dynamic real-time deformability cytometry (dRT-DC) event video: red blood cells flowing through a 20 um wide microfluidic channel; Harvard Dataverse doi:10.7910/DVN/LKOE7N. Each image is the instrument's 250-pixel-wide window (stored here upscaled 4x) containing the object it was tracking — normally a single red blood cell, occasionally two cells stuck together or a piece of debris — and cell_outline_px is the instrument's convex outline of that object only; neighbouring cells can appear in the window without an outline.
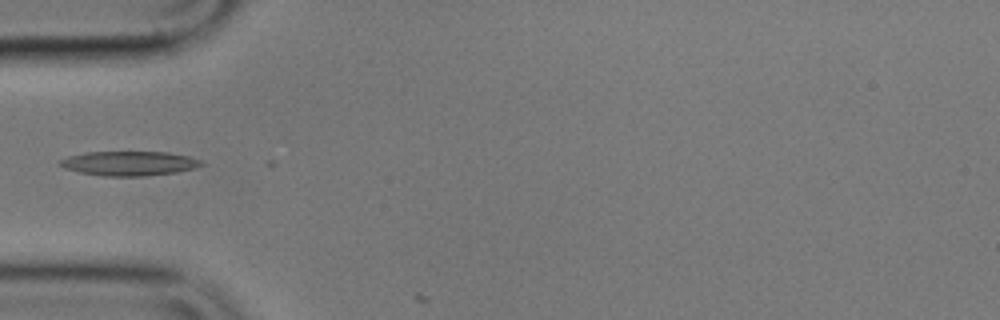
{"species": "common noctule bat (a hibernating species)", "species_latin": "Nyctalus noctula", "temperature_condition": "cold", "stored_images_in_passage": 2, "camera_frame_rate_fps": 3000, "um_per_image_px": 0.085, "animal": {"sex": "male", "body_mass_g": 17.9}, "frame": {"image": 1, "passage_image": 1, "time_ms": 0.0, "image_size_px": [1000, 320], "cell_outline_px": [[204, 164], [196, 168], [176, 172], [144, 176], [104, 176], [80, 172], [64, 168], [56, 164], [60, 160], [68, 156], [84, 152], [168, 152], [188, 156], [200, 160]], "centroid_in_image_um": [10.95, 13.88], "position_along_channel_um": 74.0, "area_um2": 20.17}}